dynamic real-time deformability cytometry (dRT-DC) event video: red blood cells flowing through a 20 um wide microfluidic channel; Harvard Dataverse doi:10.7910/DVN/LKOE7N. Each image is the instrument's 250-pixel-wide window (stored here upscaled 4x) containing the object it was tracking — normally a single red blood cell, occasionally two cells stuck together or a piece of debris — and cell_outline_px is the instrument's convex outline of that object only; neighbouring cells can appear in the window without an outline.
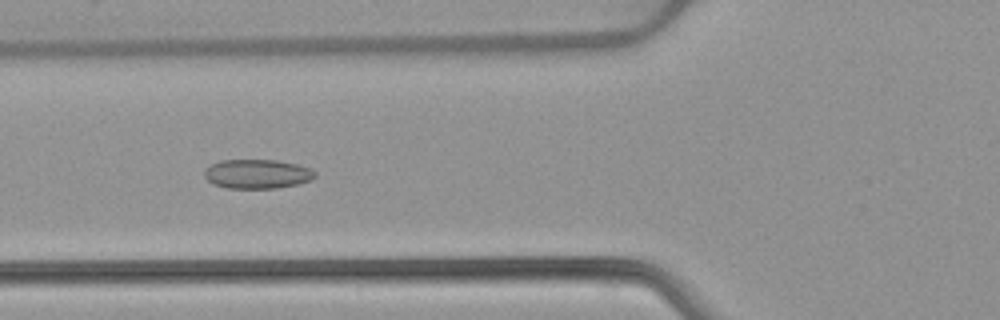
{"species": "common noctule bat (a hibernating species)", "species_latin": "Nyctalus noctula", "temperature_condition": "warm", "stored_images_in_passage": 6, "camera_frame_rate_fps": 3000, "um_per_image_px": 0.085, "animal": {"sex": "female", "body_mass_g": 22.7, "forearm_length_mm": 54.2}, "frame": {"image": 1, "passage_image": 5, "time_ms": 5.667, "image_size_px": [1000, 320], "cell_outline_px": [[316, 176], [312, 180], [296, 184], [276, 188], [228, 188], [212, 184], [204, 176], [204, 168], [220, 160], [276, 160], [296, 164], [312, 168], [316, 172]], "centroid_in_image_um": [21.86, 14.78], "position_along_channel_um": 103.9, "area_um2": 18.96}}
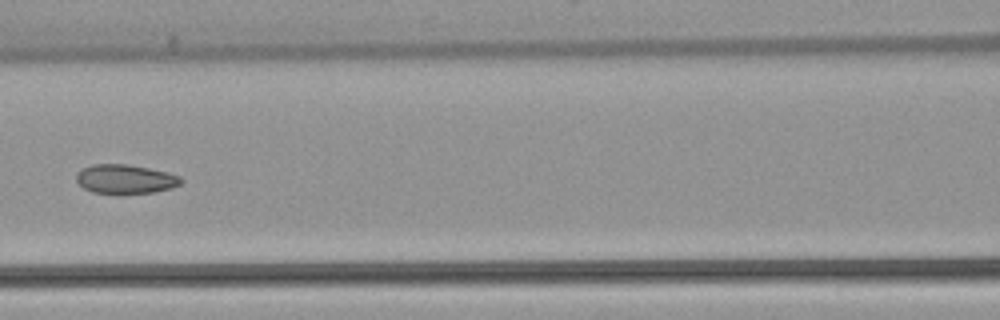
{"frame": {"image": 2, "passage_image": 6, "time_ms": 7.0, "image_size_px": [1000, 320], "cell_outline_px": [[184, 180], [180, 184], [172, 188], [152, 192], [92, 192], [84, 188], [76, 180], [76, 172], [80, 168], [92, 164], [128, 164], [168, 172], [180, 176]], "centroid_in_image_um": [10.64, 15.19], "position_along_channel_um": 156.0, "area_um2": 17.57}}